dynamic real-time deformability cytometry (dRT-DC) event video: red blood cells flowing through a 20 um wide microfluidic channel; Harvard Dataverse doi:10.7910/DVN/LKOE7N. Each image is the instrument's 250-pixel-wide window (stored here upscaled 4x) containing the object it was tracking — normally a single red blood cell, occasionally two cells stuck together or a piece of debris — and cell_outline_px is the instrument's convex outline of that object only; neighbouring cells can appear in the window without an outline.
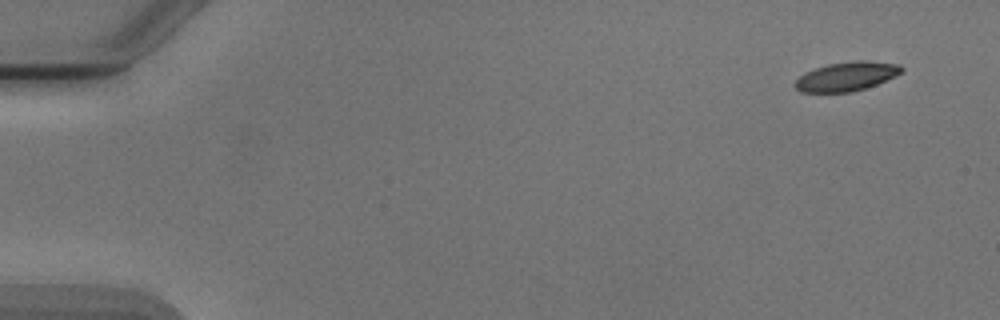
{"species": "Egyptian fruit bat (a non-hibernating species)", "species_latin": "Rousettus aegyptiacus", "temperature_condition": "cold", "stored_images_in_passage": 5, "segment_of_instrument_passage": [1, 2], "camera_frame_rate_fps": 3000, "um_per_image_px": 0.085, "animal": {"sex": "male"}, "frame": {"image": 1, "passage_image": 1, "time_ms": 0.0, "image_size_px": [1000, 320], "cell_outline_px": [[904, 72], [896, 76], [876, 84], [852, 92], [800, 92], [792, 84], [804, 72], [828, 64], [856, 60], [864, 60], [900, 64], [904, 68]], "centroid_in_image_um": [71.97, 6.49], "position_along_channel_um": 13.0, "area_um2": 18.15}}